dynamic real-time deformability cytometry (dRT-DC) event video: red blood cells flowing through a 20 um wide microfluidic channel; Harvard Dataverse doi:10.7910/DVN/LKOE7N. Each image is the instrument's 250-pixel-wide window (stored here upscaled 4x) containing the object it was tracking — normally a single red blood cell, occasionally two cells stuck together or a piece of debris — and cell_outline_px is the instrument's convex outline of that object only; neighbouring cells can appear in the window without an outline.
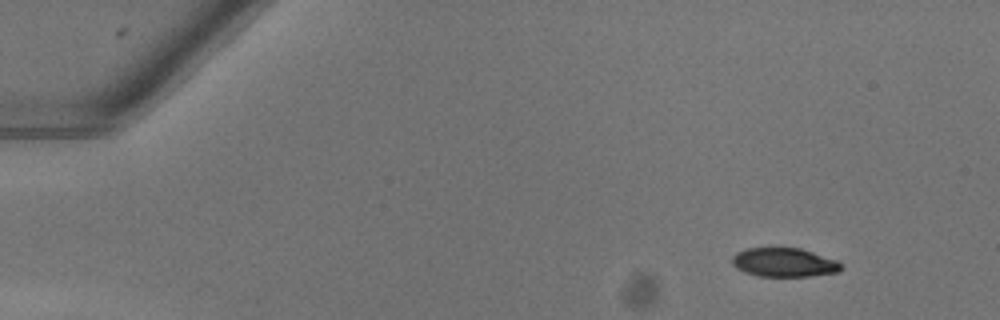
{"species": "common noctule bat (a hibernating species)", "species_latin": "Nyctalus noctula", "temperature_condition": "warm", "stored_images_in_passage": 48, "camera_frame_rate_fps": 3000, "um_per_image_px": 0.085, "animal": {"sex": "female"}, "frame": {"image": 1, "passage_image": 2, "time_ms": 0.333, "image_size_px": [1000, 320], "cell_outline_px": [[844, 268], [840, 272], [812, 276], [756, 276], [744, 272], [736, 268], [732, 264], [732, 256], [736, 252], [744, 248], [800, 248], [836, 260]], "centroid_in_image_um": [66.63, 22.31], "position_along_channel_um": 18.4, "area_um2": 18.5}}
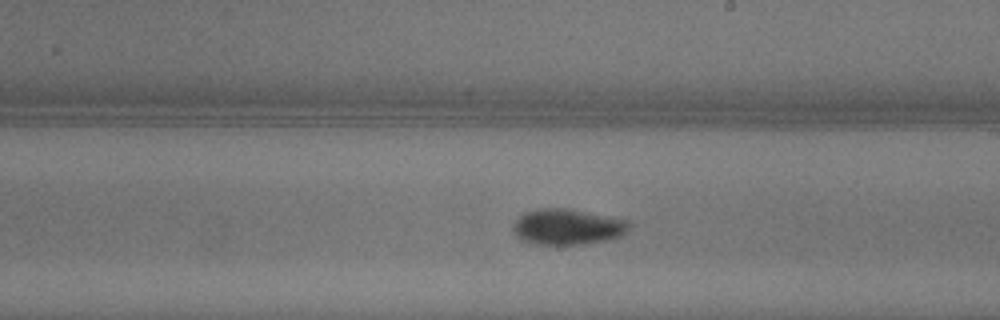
{"frame": {"image": 2, "passage_image": 27, "time_ms": 8.667, "image_size_px": [1000, 320], "cell_outline_px": [[632, 224], [620, 236], [604, 240], [580, 244], [536, 244], [520, 240], [512, 232], [512, 224], [524, 212], [540, 208], [568, 208], [632, 220]], "centroid_in_image_um": [48.22, 19.26], "position_along_channel_um": 240.8, "area_um2": 24.39}}
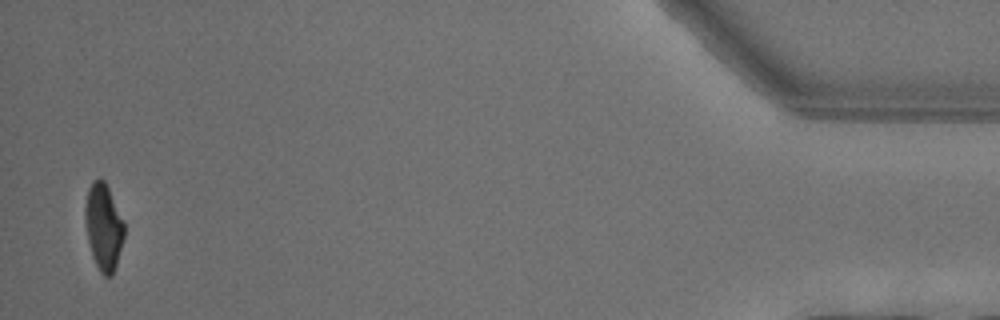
{"frame": {"image": 3, "passage_image": 47, "time_ms": 15.333, "image_size_px": [1000, 320], "cell_outline_px": [[124, 236], [116, 264], [112, 276], [104, 276], [100, 272], [92, 256], [88, 240], [84, 220], [84, 208], [88, 188], [92, 180], [104, 180], [124, 220]], "centroid_in_image_um": [8.79, 19.27], "position_along_channel_um": 426.4, "area_um2": 19.65}, "authors_computed_cell_mechanics": {"area_um2": 21.4438, "velocity_mm_per_s": 4.0738, "shape_relaxation_time_tau1_ms": 3.0908, "shape_relaxation_time_tau2_ms": 3.8489, "deformation_change_tau1": 0.1511, "deformation_change_tau2": 0.0657}}